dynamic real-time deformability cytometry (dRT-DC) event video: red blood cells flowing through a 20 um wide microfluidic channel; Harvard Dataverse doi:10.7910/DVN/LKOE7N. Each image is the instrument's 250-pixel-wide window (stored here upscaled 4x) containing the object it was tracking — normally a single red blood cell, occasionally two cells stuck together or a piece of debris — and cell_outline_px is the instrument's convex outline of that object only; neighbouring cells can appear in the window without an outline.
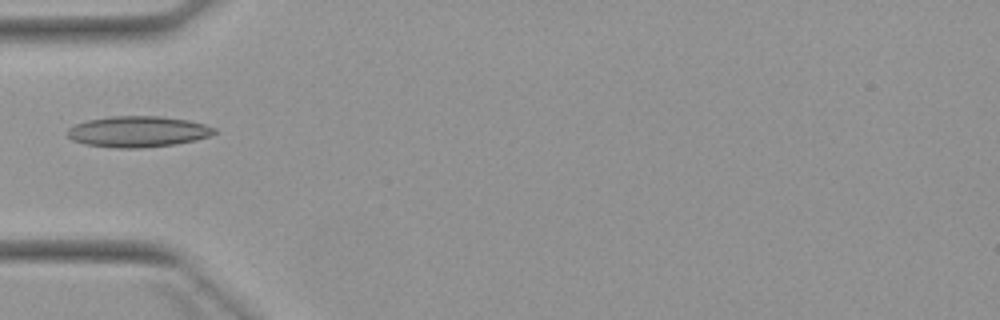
{"species": "Egyptian fruit bat (a non-hibernating species)", "species_latin": "Rousettus aegyptiacus", "temperature_condition": "warm", "stored_images_in_passage": 5, "camera_frame_rate_fps": 3000, "um_per_image_px": 0.085, "animal": {"sex": "female"}, "frame": {"image": 1, "passage_image": 5, "time_ms": 4.667, "image_size_px": [1000, 320], "cell_outline_px": [[216, 132], [208, 136], [196, 140], [176, 144], [140, 148], [116, 148], [84, 144], [72, 140], [68, 136], [68, 128], [76, 124], [88, 120], [112, 116], [160, 116], [188, 120], [204, 124], [216, 128]], "centroid_in_image_um": [11.73, 11.19], "position_along_channel_um": 73.3, "area_um2": 26.47}}